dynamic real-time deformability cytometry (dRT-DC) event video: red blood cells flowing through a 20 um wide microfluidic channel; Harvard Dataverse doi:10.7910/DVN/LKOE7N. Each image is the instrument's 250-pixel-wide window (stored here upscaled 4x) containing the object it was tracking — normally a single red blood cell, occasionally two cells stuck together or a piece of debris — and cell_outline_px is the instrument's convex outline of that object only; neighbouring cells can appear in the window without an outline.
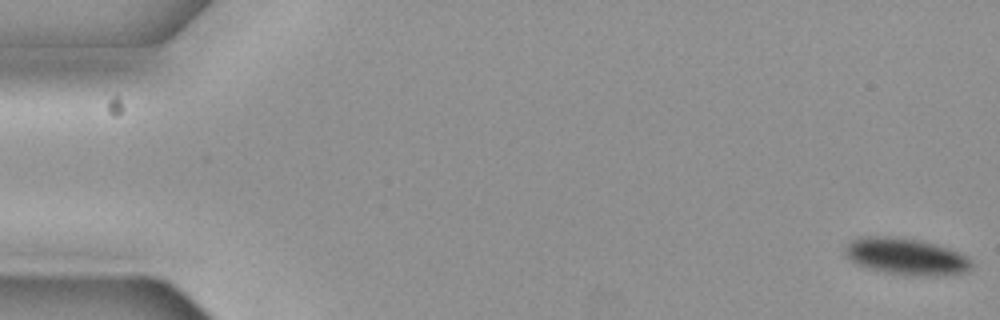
{"species": "common noctule bat (a hibernating species)", "species_latin": "Nyctalus noctula", "temperature_condition": "cold", "stored_images_in_passage": 57, "camera_frame_rate_fps": 3000, "um_per_image_px": 0.085, "animal": {"sex": "female", "body_mass_g": 19.3, "forearm_length_mm": 54.1}, "frame": {"image": 1, "passage_image": 1, "time_ms": 0.0, "image_size_px": [1000, 320], "cell_outline_px": [[972, 268], [964, 272], [944, 276], [920, 276], [884, 272], [868, 268], [856, 264], [844, 256], [844, 248], [852, 240], [860, 236], [888, 236], [920, 240], [936, 244], [948, 248], [968, 256], [972, 264]], "centroid_in_image_um": [77.01, 21.8], "position_along_channel_um": 8.0, "area_um2": 27.28}}
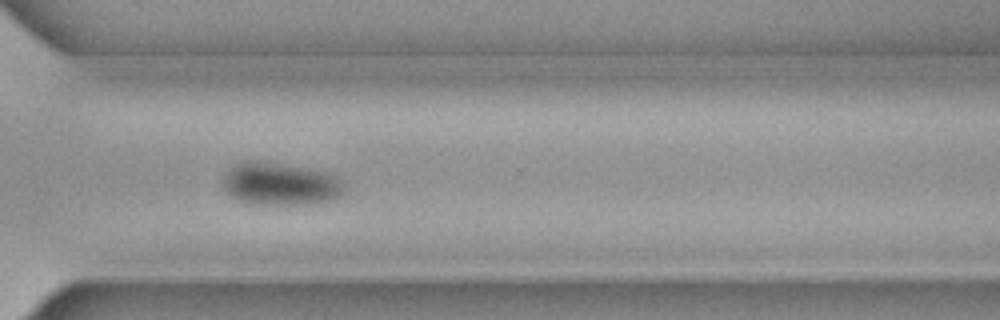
{"frame": {"image": 2, "passage_image": 42, "time_ms": 13.667, "image_size_px": [1000, 320], "cell_outline_px": [[344, 192], [340, 196], [332, 200], [312, 204], [252, 204], [236, 200], [228, 196], [224, 188], [224, 172], [236, 164], [248, 160], [280, 164], [304, 168], [324, 172], [336, 176], [344, 184]], "centroid_in_image_um": [23.8, 15.66], "position_along_channel_um": 346.8, "area_um2": 30.11}}
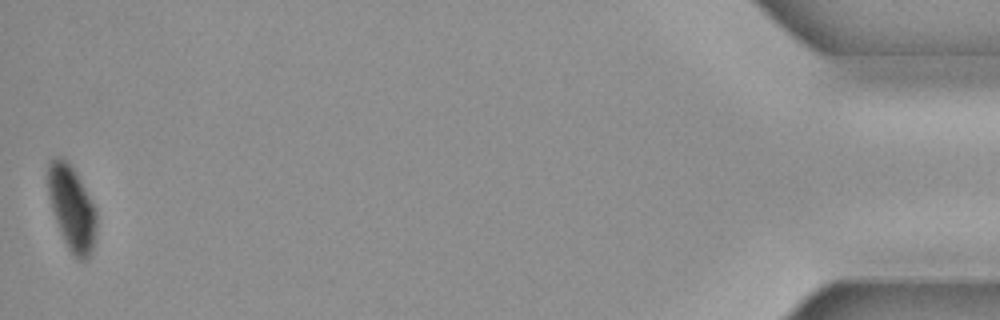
{"frame": {"image": 3, "passage_image": 57, "time_ms": 18.667, "image_size_px": [1000, 320], "cell_outline_px": [[96, 240], [92, 252], [88, 260], [76, 260], [72, 256], [60, 232], [48, 196], [48, 164], [56, 156], [64, 160], [76, 172], [96, 208]], "centroid_in_image_um": [6.13, 17.77], "position_along_channel_um": 429.1, "area_um2": 23.99}}